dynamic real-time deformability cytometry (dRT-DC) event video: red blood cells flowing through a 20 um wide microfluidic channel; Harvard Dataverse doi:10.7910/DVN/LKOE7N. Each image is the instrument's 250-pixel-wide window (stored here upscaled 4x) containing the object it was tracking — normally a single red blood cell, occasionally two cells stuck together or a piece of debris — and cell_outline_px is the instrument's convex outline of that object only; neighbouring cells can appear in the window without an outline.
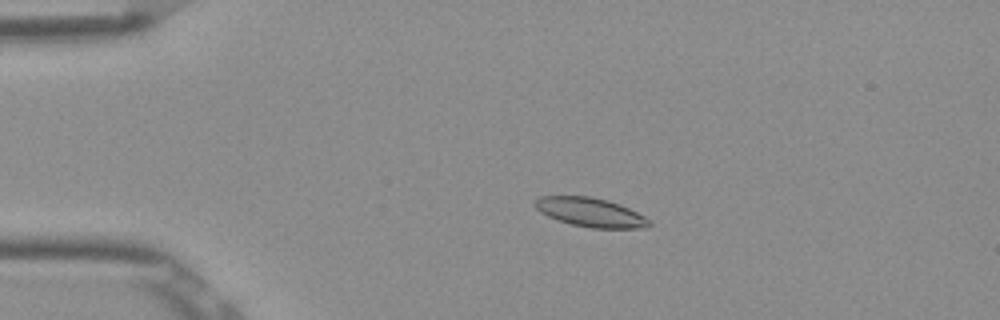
{"species": "Egyptian fruit bat (a non-hibernating species)", "species_latin": "Rousettus aegyptiacus", "temperature_condition": "room temperature", "stored_images_in_passage": 53, "camera_frame_rate_fps": 3000, "um_per_image_px": 0.085, "frame": {"image": 1, "passage_image": 12, "time_ms": 3.667, "image_size_px": [1000, 320], "cell_outline_px": [[652, 224], [640, 228], [592, 228], [572, 224], [556, 220], [540, 212], [536, 208], [536, 200], [540, 196], [592, 196], [608, 200], [620, 204], [652, 220]], "centroid_in_image_um": [50.21, 18.04], "position_along_channel_um": 34.8, "area_um2": 19.25}}
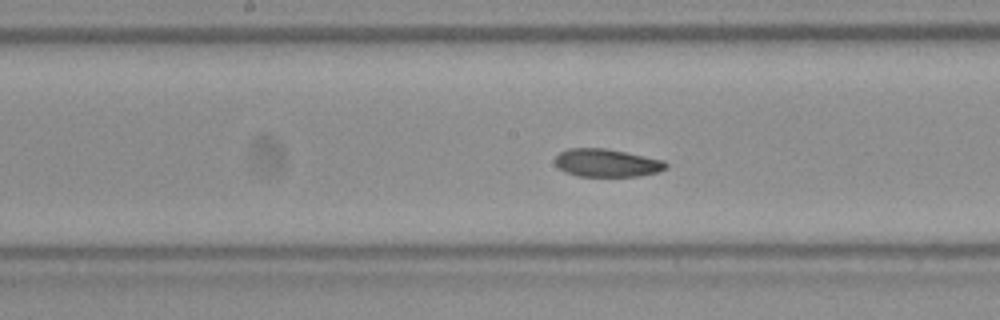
{"frame": {"image": 2, "passage_image": 28, "time_ms": 9.0, "image_size_px": [1000, 320], "cell_outline_px": [[668, 168], [660, 172], [636, 176], [576, 176], [564, 172], [556, 164], [556, 156], [560, 152], [568, 148], [604, 148], [664, 160], [668, 164]], "centroid_in_image_um": [51.6, 13.85], "position_along_channel_um": 196.6, "area_um2": 18.03}}
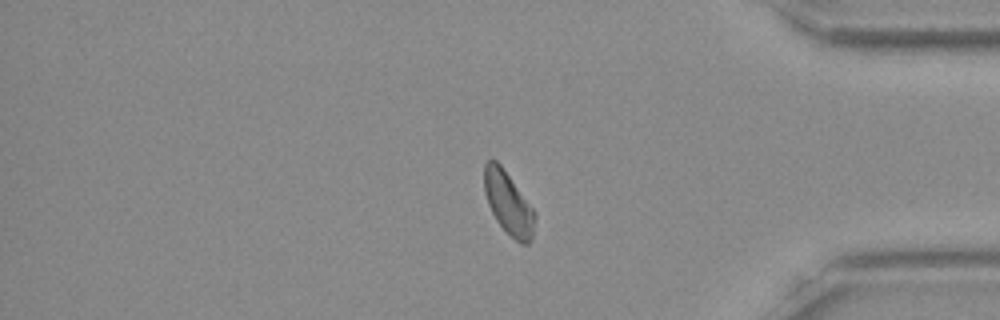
{"frame": {"image": 3, "passage_image": 45, "time_ms": 14.667, "image_size_px": [1000, 320], "cell_outline_px": [[536, 216], [532, 240], [528, 244], [520, 244], [496, 220], [488, 204], [484, 192], [484, 164], [488, 160], [496, 160], [500, 164], [536, 212]], "centroid_in_image_um": [43.22, 17.28], "position_along_channel_um": 392.0, "area_um2": 18.38}, "authors_computed_cell_mechanics": {"area_um2": 18.785, "velocity_mm_per_s": 3.8491, "shape_relaxation_time_tau1_ms": 3.4524, "shape_relaxation_time_tau2_ms": 2.249, "deformation_change_tau1": 0.1136, "deformation_change_tau2": 0.0795}}